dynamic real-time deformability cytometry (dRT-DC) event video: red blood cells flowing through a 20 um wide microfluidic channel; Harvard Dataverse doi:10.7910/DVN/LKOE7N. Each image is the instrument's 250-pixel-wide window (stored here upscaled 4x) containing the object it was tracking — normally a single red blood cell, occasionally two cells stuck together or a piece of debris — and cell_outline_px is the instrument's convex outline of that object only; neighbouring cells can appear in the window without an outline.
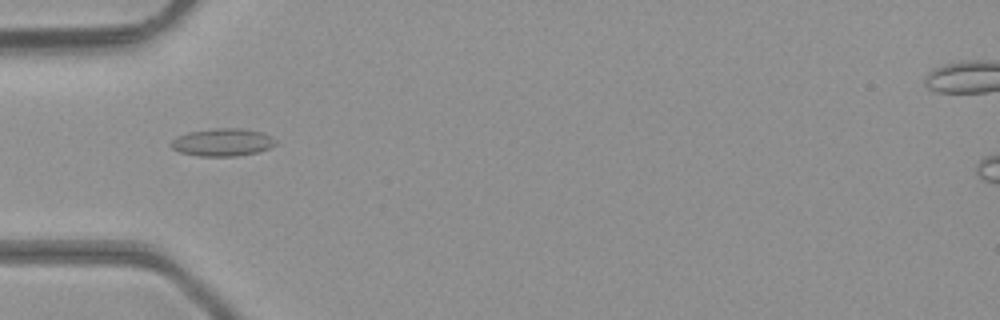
{"species": "common noctule bat (a hibernating species)", "species_latin": "Nyctalus noctula", "temperature_condition": "room temperature", "stored_images_in_passage": 3, "camera_frame_rate_fps": 3000, "um_per_image_px": 0.085, "animal": {"sex": "male", "body_mass_g": 23.1, "forearm_length_mm": 52.7}, "frame": {"image": 1, "passage_image": 3, "time_ms": 0.667, "image_size_px": [1000, 320], "cell_outline_px": [[276, 144], [260, 152], [236, 156], [200, 156], [180, 152], [172, 148], [168, 144], [176, 136], [188, 132], [212, 128], [240, 128], [260, 132], [272, 136], [276, 140]], "centroid_in_image_um": [18.9, 12.09], "position_along_channel_um": 66.1, "area_um2": 16.99}}